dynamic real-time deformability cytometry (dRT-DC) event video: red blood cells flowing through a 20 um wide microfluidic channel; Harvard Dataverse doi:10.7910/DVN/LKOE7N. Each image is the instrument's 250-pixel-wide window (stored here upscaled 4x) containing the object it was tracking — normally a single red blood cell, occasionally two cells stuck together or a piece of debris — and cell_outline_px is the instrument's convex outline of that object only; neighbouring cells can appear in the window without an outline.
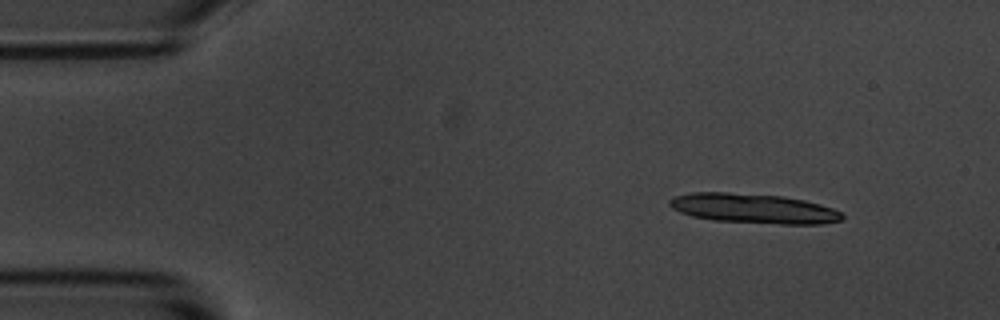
{"species": "common noctule bat (a hibernating species)", "species_latin": "Nyctalus noctula", "temperature_condition": "room temperature", "stored_images_in_passage": 4, "camera_frame_rate_fps": 3000, "um_per_image_px": 0.085, "animal": {"sex": "male", "body_mass_g": 20.1, "forearm_length_mm": 53.5}, "frame": {"image": 1, "passage_image": 1, "time_ms": 0.0, "image_size_px": [1000, 320], "cell_outline_px": [[844, 216], [840, 220], [820, 224], [780, 224], [712, 220], [692, 216], [680, 212], [672, 208], [668, 204], [668, 200], [676, 196], [692, 192], [728, 192], [784, 196], [804, 200], [820, 204], [832, 208], [840, 212]], "centroid_in_image_um": [64.03, 17.72], "position_along_channel_um": 21.0, "area_um2": 29.88}}